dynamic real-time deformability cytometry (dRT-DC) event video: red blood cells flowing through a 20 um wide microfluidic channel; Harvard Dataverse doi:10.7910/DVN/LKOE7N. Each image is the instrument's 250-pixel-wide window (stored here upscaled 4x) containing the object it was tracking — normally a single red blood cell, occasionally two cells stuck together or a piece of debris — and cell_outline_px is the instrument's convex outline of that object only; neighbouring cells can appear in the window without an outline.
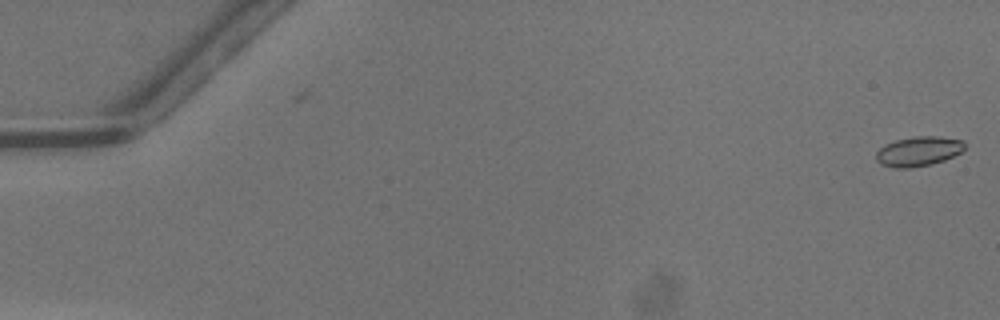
{"species": "common noctule bat (a hibernating species)", "species_latin": "Nyctalus noctula", "temperature_condition": "warm", "stored_images_in_passage": 4, "camera_frame_rate_fps": 3000, "um_per_image_px": 0.085, "animal": {"sex": "male", "body_mass_g": 13.3}, "frame": {"image": 1, "passage_image": 4, "time_ms": 1.0, "image_size_px": [1000, 320], "cell_outline_px": [[964, 148], [960, 152], [944, 160], [932, 164], [908, 168], [896, 168], [880, 164], [876, 160], [876, 152], [884, 144], [896, 140], [912, 136], [940, 136], [964, 140]], "centroid_in_image_um": [78.05, 12.85], "position_along_channel_um": 7.0, "area_um2": 15.37}}